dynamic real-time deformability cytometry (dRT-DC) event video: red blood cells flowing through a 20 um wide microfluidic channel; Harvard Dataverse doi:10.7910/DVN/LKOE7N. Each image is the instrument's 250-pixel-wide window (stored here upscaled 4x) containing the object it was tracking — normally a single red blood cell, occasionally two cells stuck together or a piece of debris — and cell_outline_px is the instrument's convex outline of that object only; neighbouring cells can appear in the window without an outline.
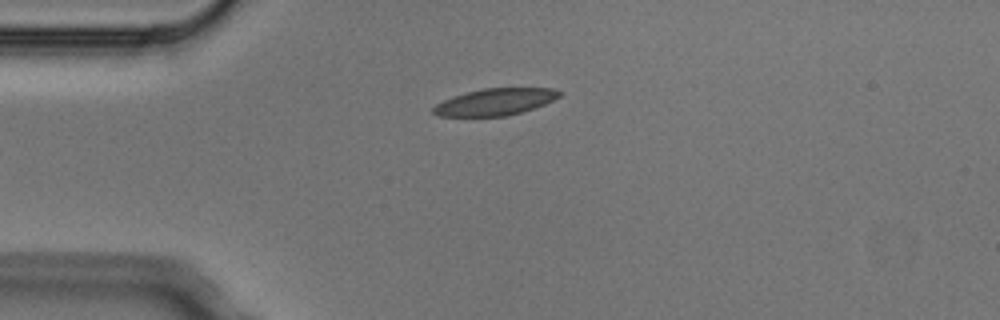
{"species": "Egyptian fruit bat (a non-hibernating species)", "species_latin": "Rousettus aegyptiacus", "temperature_condition": "cold", "stored_images_in_passage": 4, "camera_frame_rate_fps": 3000, "um_per_image_px": 0.085, "animal": {"sex": "male"}, "frame": {"image": 1, "passage_image": 4, "time_ms": 1.0, "image_size_px": [1000, 320], "cell_outline_px": [[564, 92], [560, 96], [544, 104], [508, 116], [436, 116], [432, 112], [432, 108], [436, 104], [452, 96], [484, 88], [552, 88]], "centroid_in_image_um": [42.07, 8.66], "position_along_channel_um": 42.9, "area_um2": 19.59}}